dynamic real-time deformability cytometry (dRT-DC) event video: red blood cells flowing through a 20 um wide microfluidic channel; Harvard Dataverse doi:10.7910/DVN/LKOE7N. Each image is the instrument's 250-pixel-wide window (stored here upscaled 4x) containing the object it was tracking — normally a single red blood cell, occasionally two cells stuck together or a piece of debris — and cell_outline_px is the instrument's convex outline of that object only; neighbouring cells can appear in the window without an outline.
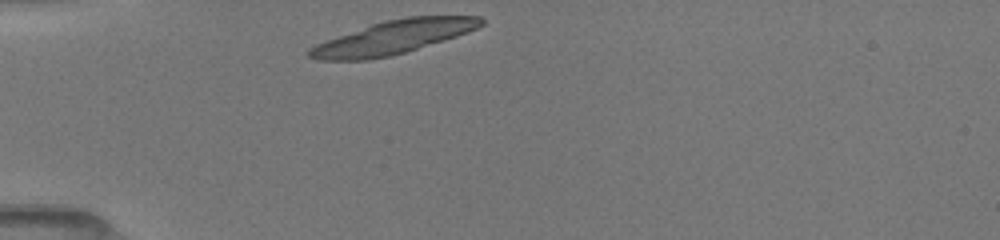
{"species": "common noctule bat (a hibernating species)", "species_latin": "Nyctalus noctula", "temperature_condition": "room temperature", "stored_images_in_passage": 36, "camera_frame_rate_fps": 3000, "um_per_image_px": 0.085, "animal": {"sex": "female", "body_mass_g": 19.5, "forearm_length_mm": 54.1}, "frame": {"image": 1, "passage_image": 1, "time_ms": 0.0, "image_size_px": [1000, 240], "cell_outline_px": [[484, 24], [468, 32], [456, 36], [392, 56], [368, 60], [320, 60], [308, 56], [308, 52], [316, 44], [324, 40], [384, 20], [408, 16], [480, 16], [484, 20]], "centroid_in_image_um": [33.42, 3.16], "position_along_channel_um": 51.6, "area_um2": 33.18}}